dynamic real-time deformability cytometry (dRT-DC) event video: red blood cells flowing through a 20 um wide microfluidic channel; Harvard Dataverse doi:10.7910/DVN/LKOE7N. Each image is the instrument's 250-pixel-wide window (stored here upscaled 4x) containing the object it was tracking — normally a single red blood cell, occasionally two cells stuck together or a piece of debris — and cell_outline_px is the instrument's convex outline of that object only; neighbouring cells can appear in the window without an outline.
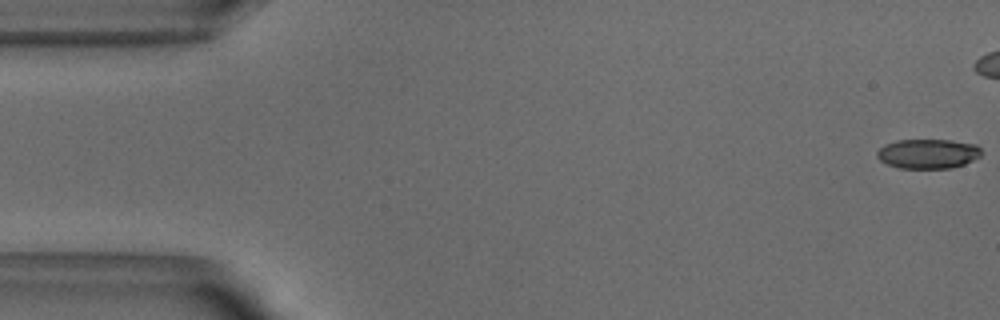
{"species": "common noctule bat (a hibernating species)", "species_latin": "Nyctalus noctula", "temperature_condition": "warm", "stored_images_in_passage": 41, "camera_frame_rate_fps": 3000, "um_per_image_px": 0.085, "animal": {"sex": "male", "body_mass_g": 18.8}, "frame": {"image": 1, "passage_image": 1, "time_ms": 0.0, "image_size_px": [1000, 320], "cell_outline_px": [[984, 152], [980, 156], [964, 164], [952, 168], [900, 168], [888, 164], [880, 160], [876, 156], [876, 152], [884, 144], [896, 140], [952, 140], [976, 144]], "centroid_in_image_um": [78.89, 13.06], "position_along_channel_um": 6.1, "area_um2": 18.09}}
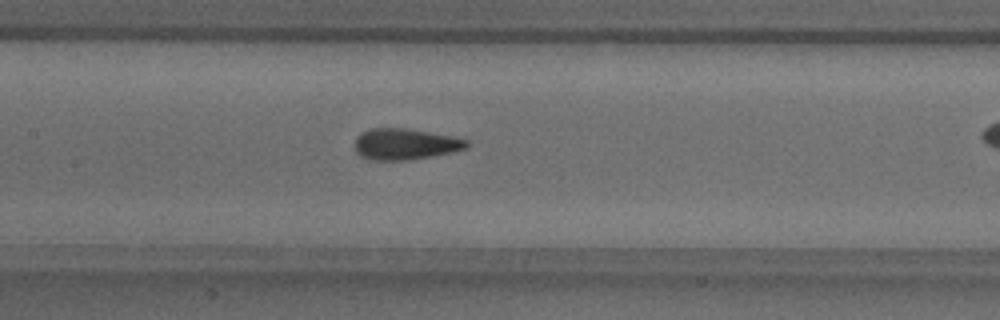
{"frame": {"image": 2, "passage_image": 24, "time_ms": 7.667, "image_size_px": [1000, 320], "cell_outline_px": [[468, 148], [432, 156], [408, 160], [368, 160], [360, 156], [356, 152], [356, 136], [368, 128], [404, 128], [456, 136], [468, 140]], "centroid_in_image_um": [34.44, 12.24], "position_along_channel_um": 173.0, "area_um2": 20.46}}
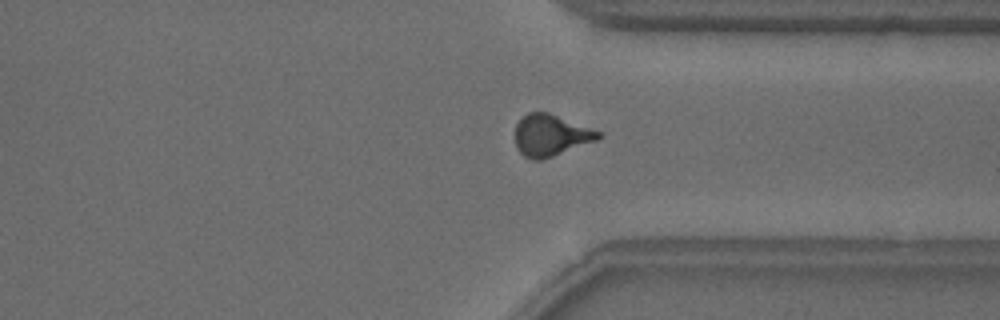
{"frame": {"image": 3, "passage_image": 39, "time_ms": 12.667, "image_size_px": [1000, 320], "cell_outline_px": [[604, 136], [596, 140], [552, 156], [540, 160], [532, 160], [524, 156], [516, 148], [516, 124], [528, 112], [548, 112], [604, 132]], "centroid_in_image_um": [46.84, 11.49], "position_along_channel_um": 364.6, "area_um2": 20.11}}